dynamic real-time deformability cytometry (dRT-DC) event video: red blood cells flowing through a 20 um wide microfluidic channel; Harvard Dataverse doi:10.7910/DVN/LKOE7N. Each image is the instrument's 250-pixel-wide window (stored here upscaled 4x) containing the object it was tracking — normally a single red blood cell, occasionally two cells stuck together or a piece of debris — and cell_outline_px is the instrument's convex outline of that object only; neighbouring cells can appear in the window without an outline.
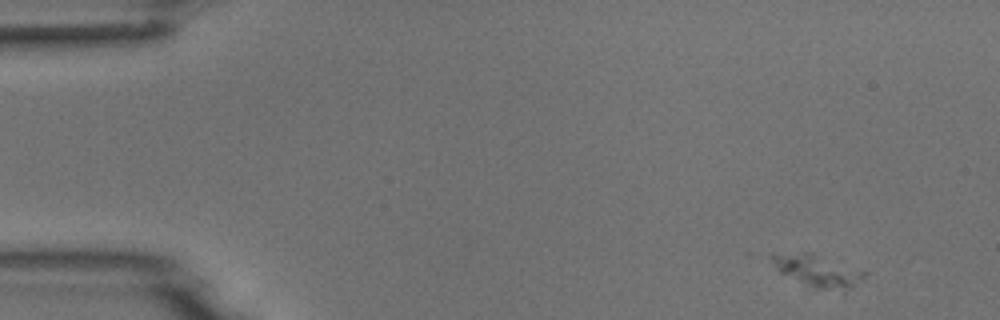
{"species": "common noctule bat (a hibernating species)", "species_latin": "Nyctalus noctula", "temperature_condition": "room temperature", "stored_images_in_passage": 4, "camera_frame_rate_fps": 3000, "um_per_image_px": 0.085, "animal": {"sex": "male", "body_mass_g": 18.8}, "frame": {"image": 1, "passage_image": 1, "time_ms": 0.0, "image_size_px": [1000, 320], "cell_outline_px": [[868, 272], [852, 288], [844, 292], [816, 288], [780, 272], [776, 268], [772, 260], [772, 252], [812, 252]], "centroid_in_image_um": [69.52, 22.99], "position_along_channel_um": 15.5, "area_um2": 17.22}}
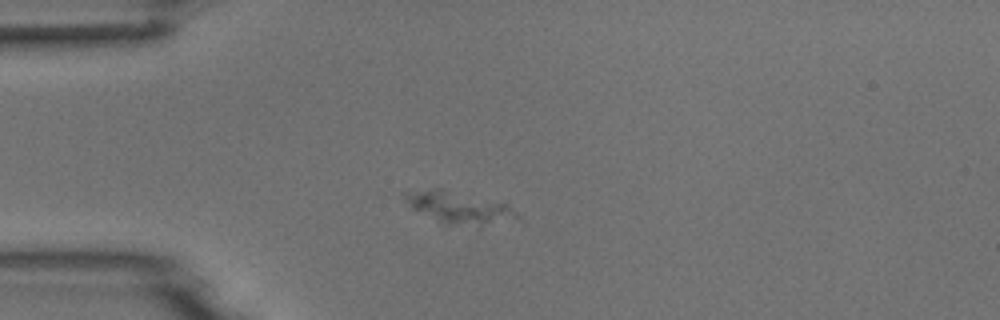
{"frame": {"image": 2, "passage_image": 4, "time_ms": 1.0, "image_size_px": [1000, 320], "cell_outline_px": [[520, 216], [480, 224], [452, 224], [412, 208], [408, 204], [400, 192], [432, 188], [440, 188], [508, 204]], "centroid_in_image_um": [38.91, 17.56], "position_along_channel_um": 46.1, "area_um2": 19.42}}